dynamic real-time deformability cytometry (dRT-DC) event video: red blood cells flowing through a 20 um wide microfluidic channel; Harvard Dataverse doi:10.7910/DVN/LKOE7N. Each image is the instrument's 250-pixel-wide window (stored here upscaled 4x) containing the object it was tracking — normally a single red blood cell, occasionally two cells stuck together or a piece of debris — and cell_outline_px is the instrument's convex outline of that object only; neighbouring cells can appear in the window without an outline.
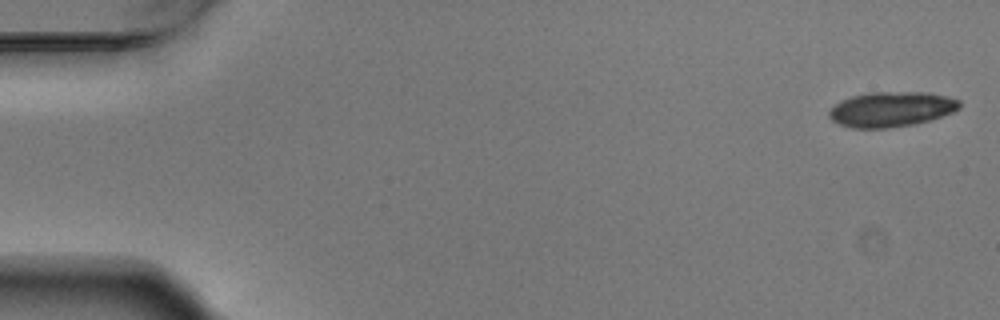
{"species": "Egyptian fruit bat (a non-hibernating species)", "species_latin": "Rousettus aegyptiacus", "temperature_condition": "warm", "stored_images_in_passage": 5, "camera_frame_rate_fps": 3000, "um_per_image_px": 0.085, "animal": {"sex": "male"}, "frame": {"image": 1, "passage_image": 1, "time_ms": 0.0, "image_size_px": [1000, 320], "cell_outline_px": [[960, 108], [952, 112], [928, 120], [912, 124], [888, 128], [852, 128], [840, 124], [832, 120], [828, 116], [828, 112], [840, 100], [852, 96], [868, 92], [928, 92], [948, 96], [960, 100]], "centroid_in_image_um": [75.75, 9.27], "position_along_channel_um": 9.3, "area_um2": 26.59}}
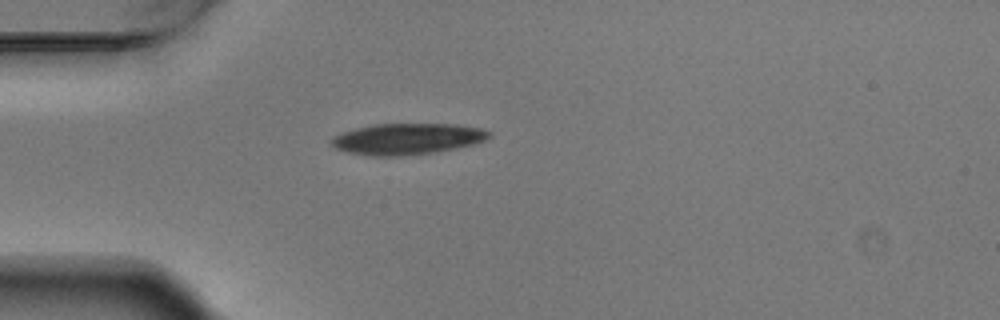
{"frame": {"image": 2, "passage_image": 5, "time_ms": 1.333, "image_size_px": [1000, 320], "cell_outline_px": [[492, 136], [484, 140], [472, 144], [432, 152], [400, 156], [372, 156], [348, 152], [336, 148], [332, 144], [332, 140], [336, 136], [344, 132], [356, 128], [372, 124], [456, 124], [480, 128], [492, 132]], "centroid_in_image_um": [34.64, 11.79], "position_along_channel_um": 50.4, "area_um2": 28.21}}